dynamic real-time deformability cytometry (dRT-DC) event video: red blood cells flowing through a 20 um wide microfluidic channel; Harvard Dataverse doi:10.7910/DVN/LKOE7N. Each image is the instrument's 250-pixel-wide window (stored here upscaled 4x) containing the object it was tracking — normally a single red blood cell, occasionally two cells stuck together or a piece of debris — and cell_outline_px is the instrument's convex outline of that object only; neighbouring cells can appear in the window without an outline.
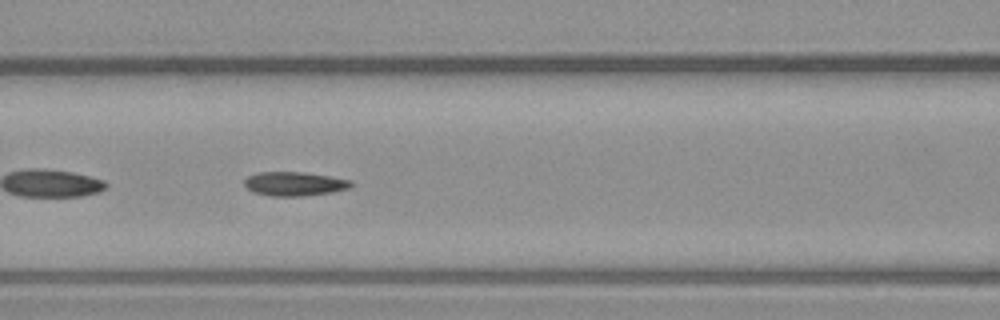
{"species": "common noctule bat (a hibernating species)", "species_latin": "Nyctalus noctula", "temperature_condition": "warm", "stored_images_in_passage": 53, "segment_of_instrument_passage": [2, 2], "camera_frame_rate_fps": 3000, "um_per_image_px": 0.085, "animal": {"sex": "male", "body_mass_g": 23.1, "forearm_length_mm": 52.7}, "frame": {"image": 1, "passage_image": 23, "time_ms": 7.333, "image_size_px": [1000, 320], "cell_outline_px": [[356, 184], [348, 188], [332, 192], [300, 196], [272, 196], [252, 192], [244, 184], [244, 180], [248, 176], [256, 172], [304, 172], [352, 180]], "centroid_in_image_um": [25.03, 15.62], "position_along_channel_um": 141.6, "area_um2": 14.97}}
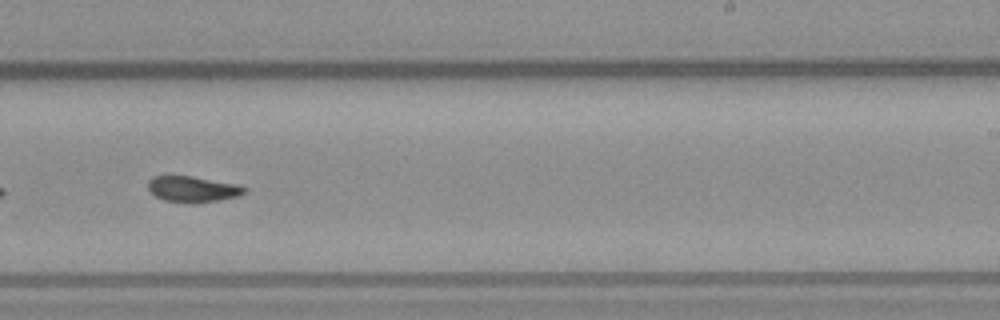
{"frame": {"image": 2, "passage_image": 33, "time_ms": 10.667, "image_size_px": [1000, 320], "cell_outline_px": [[248, 188], [240, 196], [220, 200], [192, 204], [164, 200], [156, 196], [148, 188], [148, 180], [152, 176], [192, 176], [240, 184]], "centroid_in_image_um": [16.42, 16.08], "position_along_channel_um": 272.6, "area_um2": 14.8}}
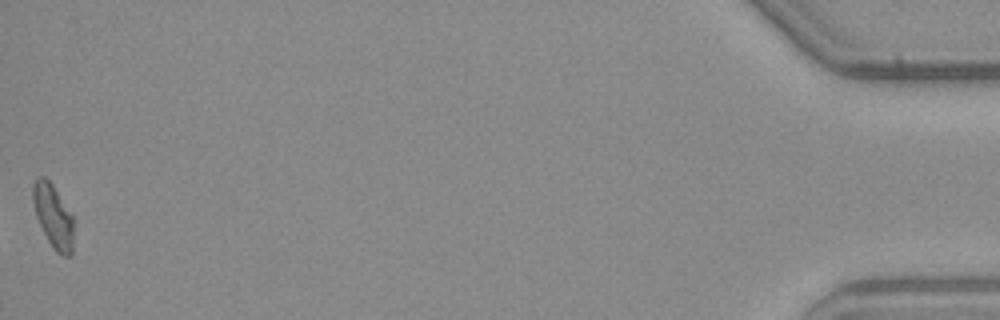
{"frame": {"image": 3, "passage_image": 53, "time_ms": 17.333, "image_size_px": [1000, 320], "cell_outline_px": [[72, 252], [68, 256], [64, 256], [56, 252], [52, 248], [36, 216], [32, 200], [32, 184], [36, 176], [44, 176], [52, 184], [72, 216]], "centroid_in_image_um": [4.48, 18.34], "position_along_channel_um": 430.7, "area_um2": 14.8}}